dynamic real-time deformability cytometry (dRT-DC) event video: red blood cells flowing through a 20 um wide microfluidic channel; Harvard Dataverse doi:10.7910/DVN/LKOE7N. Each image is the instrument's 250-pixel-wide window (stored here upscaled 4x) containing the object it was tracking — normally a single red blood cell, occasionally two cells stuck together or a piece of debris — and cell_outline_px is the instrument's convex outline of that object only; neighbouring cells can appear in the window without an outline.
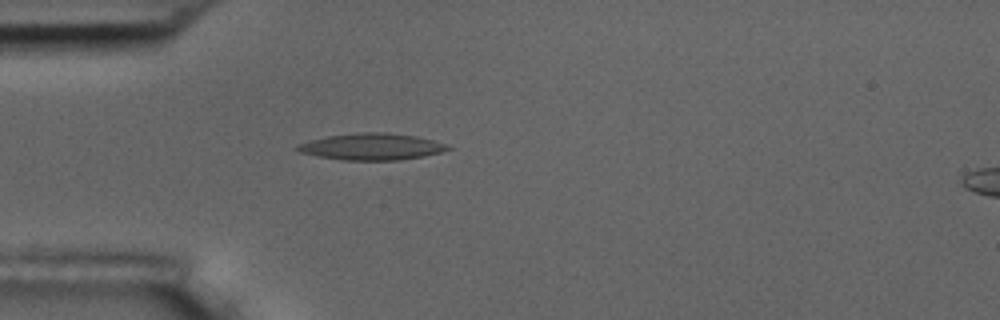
{"species": "common noctule bat (a hibernating species)", "species_latin": "Nyctalus noctula", "temperature_condition": "room temperature", "stored_images_in_passage": 3, "camera_frame_rate_fps": 3000, "um_per_image_px": 0.085, "animal": {"sex": "male", "body_mass_g": 17.5, "forearm_length_mm": 52.3}, "frame": {"image": 1, "passage_image": 3, "time_ms": 2.333, "image_size_px": [1000, 320], "cell_outline_px": [[452, 148], [440, 152], [424, 156], [400, 160], [340, 160], [300, 152], [296, 148], [296, 144], [328, 136], [364, 132], [384, 132], [416, 136], [448, 144]], "centroid_in_image_um": [31.62, 12.47], "position_along_channel_um": 53.4, "area_um2": 23.12}}